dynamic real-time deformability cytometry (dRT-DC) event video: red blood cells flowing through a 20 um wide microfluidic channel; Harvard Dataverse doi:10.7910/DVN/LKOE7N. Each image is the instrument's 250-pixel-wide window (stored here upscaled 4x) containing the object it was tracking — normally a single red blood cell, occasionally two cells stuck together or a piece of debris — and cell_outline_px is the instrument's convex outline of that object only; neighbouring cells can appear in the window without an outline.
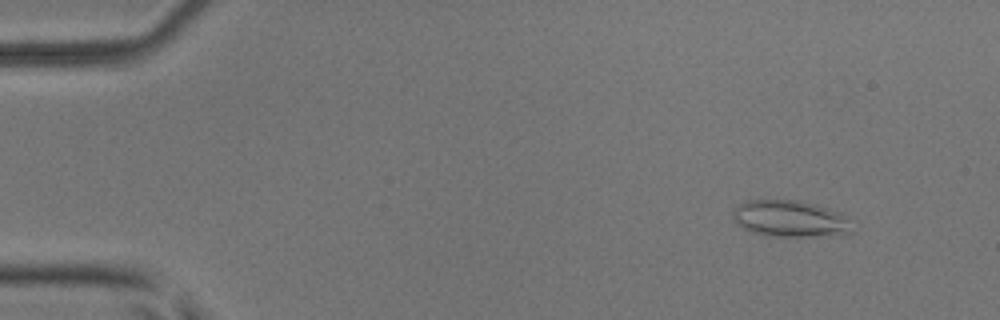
{"species": "common noctule bat (a hibernating species)", "species_latin": "Nyctalus noctula", "temperature_condition": "room temperature", "stored_images_in_passage": 34, "camera_frame_rate_fps": 3000, "um_per_image_px": 0.085, "animal": {"sex": "male", "body_mass_g": 17.9, "forearm_length_mm": 54.2}, "frame": {"image": 1, "passage_image": 6, "time_ms": 1.667, "image_size_px": [1000, 320], "cell_outline_px": [[856, 232], [852, 236], [764, 236], [752, 232], [736, 224], [732, 220], [732, 212], [744, 200], [776, 196], [816, 204], [840, 212], [856, 220]], "centroid_in_image_um": [67.28, 18.57], "position_along_channel_um": 17.7, "area_um2": 27.4}}
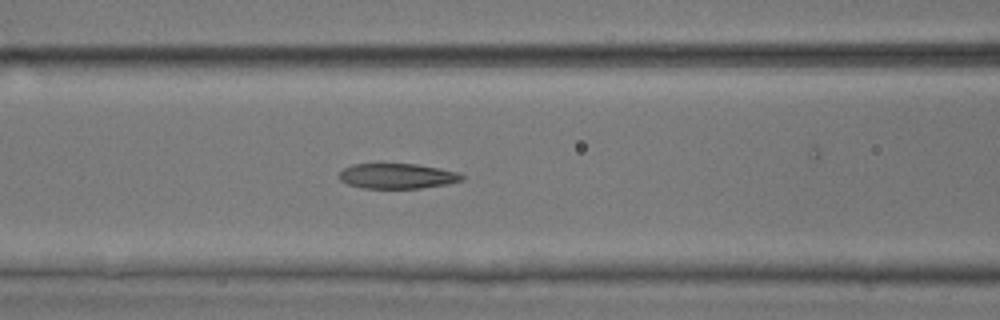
{"frame": {"image": 2, "passage_image": 23, "time_ms": 7.333, "image_size_px": [1000, 320], "cell_outline_px": [[464, 180], [448, 184], [420, 188], [360, 188], [348, 184], [340, 180], [340, 172], [344, 168], [352, 164], [376, 160], [380, 160], [416, 164], [440, 168], [460, 172], [464, 176]], "centroid_in_image_um": [33.74, 14.9], "position_along_channel_um": 132.9, "area_um2": 19.07}}
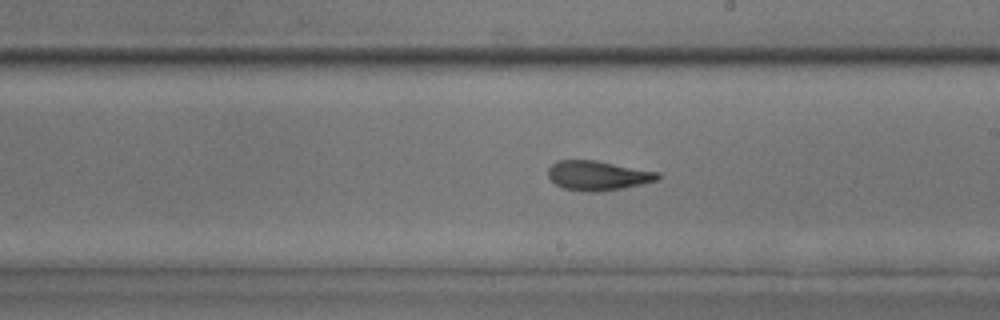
{"frame": {"image": 3, "passage_image": 31, "time_ms": 10.0, "image_size_px": [1000, 320], "cell_outline_px": [[660, 180], [600, 192], [592, 192], [564, 188], [556, 184], [548, 176], [548, 168], [556, 160], [596, 160], [660, 172]], "centroid_in_image_um": [50.83, 14.91], "position_along_channel_um": 238.2, "area_um2": 18.84}}